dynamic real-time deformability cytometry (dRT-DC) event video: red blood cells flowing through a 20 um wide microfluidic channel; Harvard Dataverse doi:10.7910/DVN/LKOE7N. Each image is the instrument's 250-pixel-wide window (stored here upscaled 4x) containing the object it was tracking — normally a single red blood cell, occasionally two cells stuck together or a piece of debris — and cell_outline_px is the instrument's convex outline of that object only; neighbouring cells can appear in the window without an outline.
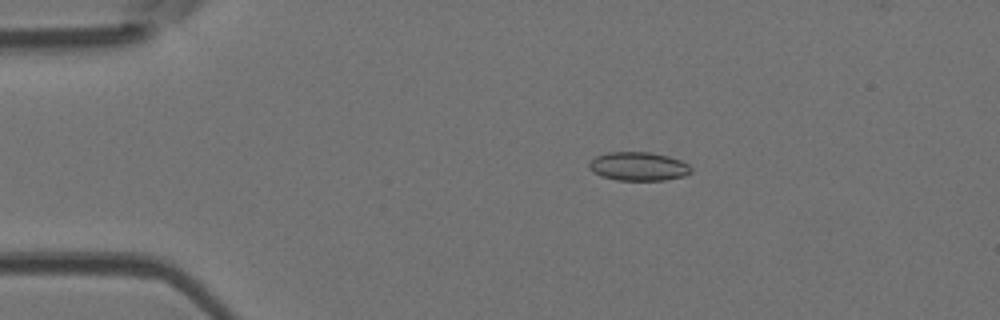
{"species": "Egyptian fruit bat (a non-hibernating species)", "species_latin": "Rousettus aegyptiacus", "temperature_condition": "room temperature", "stored_images_in_passage": 50, "camera_frame_rate_fps": 3000, "um_per_image_px": 0.085, "animal": {"sex": "female"}, "frame": {"image": 1, "passage_image": 10, "time_ms": 3.0, "image_size_px": [1000, 320], "cell_outline_px": [[692, 172], [684, 176], [664, 180], [616, 180], [600, 176], [592, 172], [588, 168], [588, 164], [596, 156], [608, 152], [652, 152], [668, 156], [680, 160], [688, 164], [692, 168]], "centroid_in_image_um": [54.25, 14.14], "position_along_channel_um": 30.7, "area_um2": 17.17}}
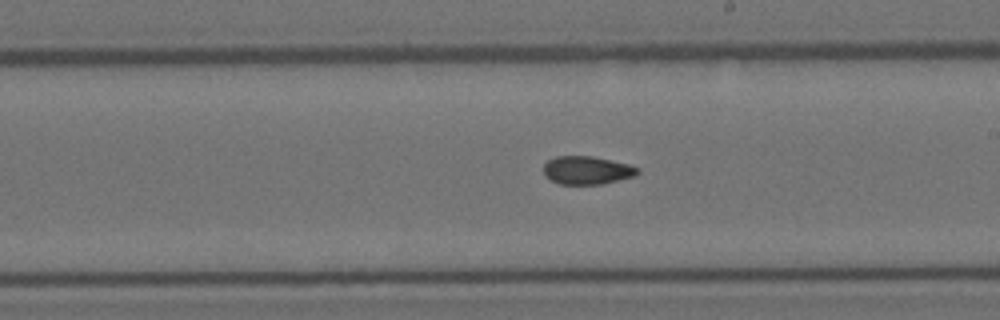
{"frame": {"image": 2, "passage_image": 29, "time_ms": 9.333, "image_size_px": [1000, 320], "cell_outline_px": [[640, 172], [636, 176], [600, 184], [560, 184], [544, 176], [544, 164], [548, 160], [556, 156], [592, 156], [628, 164], [640, 168]], "centroid_in_image_um": [49.9, 14.47], "position_along_channel_um": 239.1, "area_um2": 15.43}}
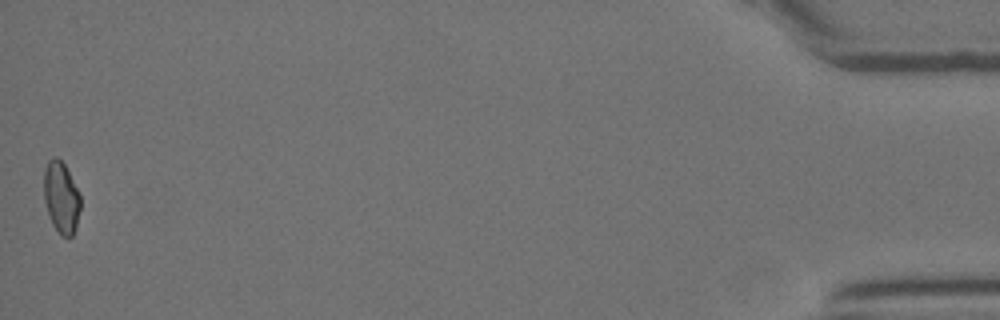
{"frame": {"image": 3, "passage_image": 50, "time_ms": 16.333, "image_size_px": [1000, 320], "cell_outline_px": [[80, 208], [76, 228], [72, 236], [60, 236], [52, 224], [44, 200], [44, 168], [48, 160], [52, 156], [56, 156], [64, 164], [80, 192]], "centroid_in_image_um": [5.2, 16.77], "position_along_channel_um": 430.0, "area_um2": 15.37}, "authors_computed_cell_mechanics": {"area_um2": 16.0973, "velocity_mm_per_s": 4.095, "shape_relaxation_time_tau1_ms": null, "shape_relaxation_time_tau2_ms": 1.3754, "deformation_change_tau1": null, "deformation_change_tau2": 0.0708}}